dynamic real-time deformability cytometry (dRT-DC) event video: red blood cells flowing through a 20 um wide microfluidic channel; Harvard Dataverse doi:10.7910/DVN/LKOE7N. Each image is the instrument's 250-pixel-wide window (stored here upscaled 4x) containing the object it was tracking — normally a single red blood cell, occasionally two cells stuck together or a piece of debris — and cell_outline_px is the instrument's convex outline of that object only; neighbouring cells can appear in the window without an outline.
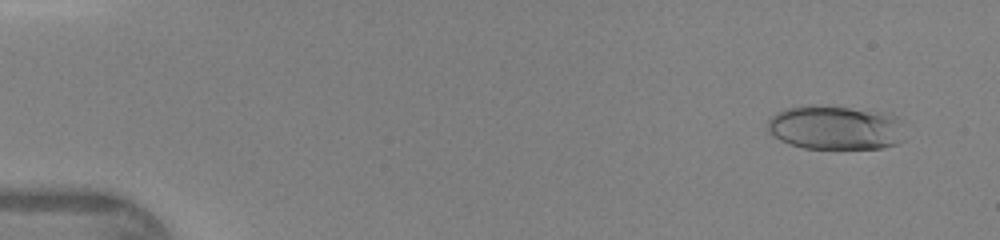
{"species": "human", "species_latin": "Homo sapiens", "temperature_condition": "warm", "stored_images_in_passage": 47, "camera_frame_rate_fps": 3000, "um_per_image_px": 0.085, "donor": {"sex": "female"}, "frame": {"image": 1, "passage_image": 4, "time_ms": 1.0, "image_size_px": [1000, 240], "cell_outline_px": [[904, 140], [896, 144], [880, 148], [804, 148], [780, 140], [768, 132], [768, 120], [776, 112], [784, 108], [808, 104], [816, 104], [848, 108], [896, 116]], "centroid_in_image_um": [70.92, 10.84], "position_along_channel_um": 14.1, "area_um2": 34.91}}
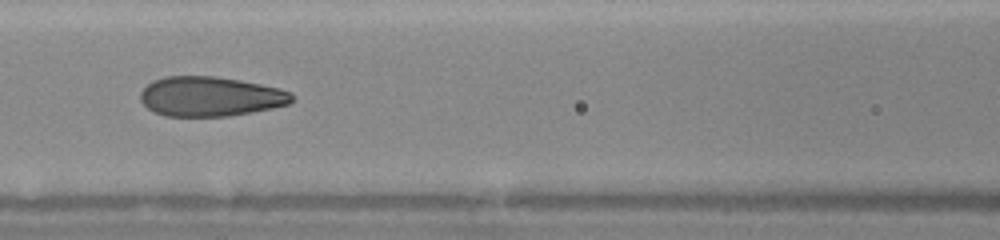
{"frame": {"image": 2, "passage_image": 22, "time_ms": 7.0, "image_size_px": [1000, 240], "cell_outline_px": [[292, 100], [288, 104], [272, 108], [252, 112], [228, 116], [164, 116], [152, 112], [140, 100], [140, 92], [148, 84], [164, 76], [212, 76], [240, 80], [280, 88], [292, 92]], "centroid_in_image_um": [17.86, 8.2], "position_along_channel_um": 148.7, "area_um2": 35.03}}
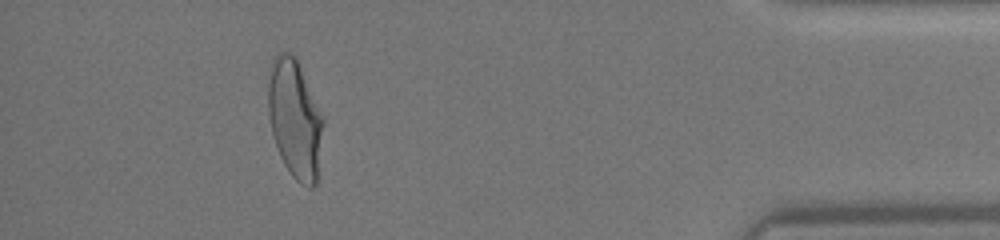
{"frame": {"image": 3, "passage_image": 43, "time_ms": 14.0, "image_size_px": [1000, 240], "cell_outline_px": [[324, 120], [316, 184], [312, 188], [308, 188], [300, 184], [292, 176], [284, 164], [280, 156], [272, 132], [268, 112], [268, 68], [272, 60], [280, 52], [288, 52], [296, 56], [324, 116]], "centroid_in_image_um": [25.07, 10.07], "position_along_channel_um": 410.1, "area_um2": 38.44}}